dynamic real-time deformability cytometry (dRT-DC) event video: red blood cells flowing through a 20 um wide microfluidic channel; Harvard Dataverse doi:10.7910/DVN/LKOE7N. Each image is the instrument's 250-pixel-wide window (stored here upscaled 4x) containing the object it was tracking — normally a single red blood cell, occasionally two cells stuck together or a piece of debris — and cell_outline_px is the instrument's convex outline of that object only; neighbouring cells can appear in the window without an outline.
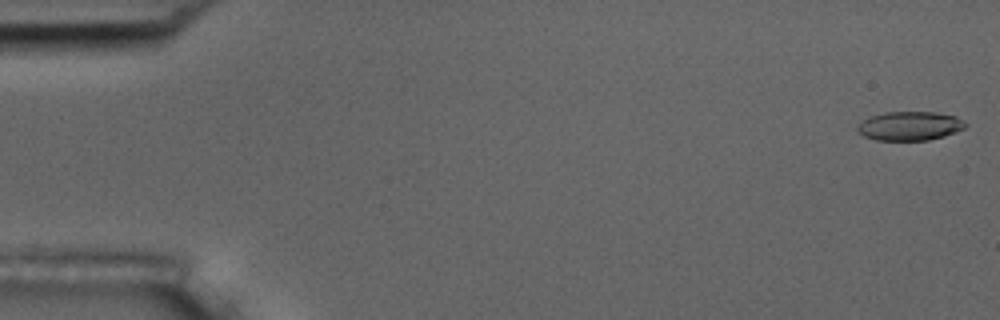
{"species": "common noctule bat (a hibernating species)", "species_latin": "Nyctalus noctula", "temperature_condition": "room temperature", "stored_images_in_passage": 5, "camera_frame_rate_fps": 3000, "um_per_image_px": 0.085, "animal": {"sex": "male", "body_mass_g": 17.5, "forearm_length_mm": 52.3}, "frame": {"image": 1, "passage_image": 1, "time_ms": 0.0, "image_size_px": [1000, 320], "cell_outline_px": [[968, 124], [964, 128], [956, 132], [944, 136], [928, 140], [876, 140], [864, 136], [856, 132], [856, 128], [868, 116], [884, 112], [936, 112], [956, 116]], "centroid_in_image_um": [77.32, 10.7], "position_along_channel_um": 7.7, "area_um2": 18.32}}
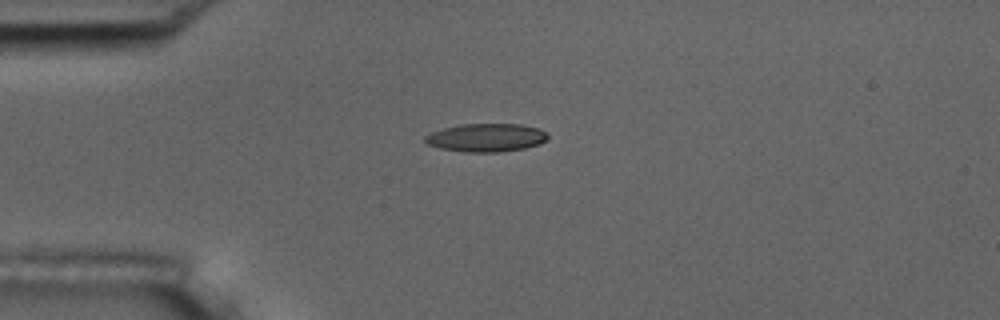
{"frame": {"image": 2, "passage_image": 4, "time_ms": 4.333, "image_size_px": [1000, 320], "cell_outline_px": [[548, 136], [540, 144], [524, 148], [500, 152], [464, 152], [440, 148], [428, 144], [424, 140], [424, 136], [432, 132], [444, 128], [460, 124], [520, 124], [540, 128]], "centroid_in_image_um": [41.31, 11.7], "position_along_channel_um": 43.7, "area_um2": 20.11}}